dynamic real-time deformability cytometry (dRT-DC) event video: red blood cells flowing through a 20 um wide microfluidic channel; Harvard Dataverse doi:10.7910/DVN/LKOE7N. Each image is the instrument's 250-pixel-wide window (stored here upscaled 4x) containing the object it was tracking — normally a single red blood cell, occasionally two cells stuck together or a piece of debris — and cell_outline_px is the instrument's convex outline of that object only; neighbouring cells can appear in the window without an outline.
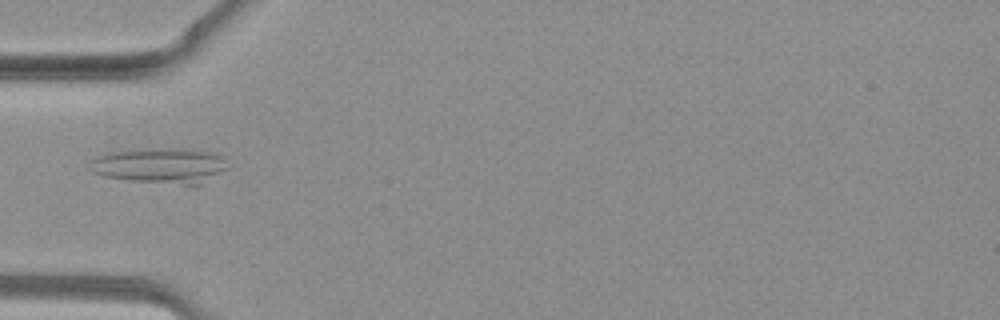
{"species": "common noctule bat (a hibernating species)", "species_latin": "Nyctalus noctula", "temperature_condition": "warm", "stored_images_in_passage": 13, "camera_frame_rate_fps": 3000, "um_per_image_px": 0.085, "animal": {"sex": "female", "body_mass_g": 19.3, "forearm_length_mm": 54.1}, "frame": {"image": 1, "passage_image": 4, "time_ms": 1.0, "image_size_px": [1000, 320], "cell_outline_px": [[228, 168], [196, 188], [192, 188], [128, 180], [104, 176], [92, 172], [88, 168], [88, 164], [96, 156], [108, 152], [144, 148], [180, 148], [212, 152], [224, 156]], "centroid_in_image_um": [13.65, 14.11], "position_along_channel_um": 71.3, "area_um2": 29.71}}
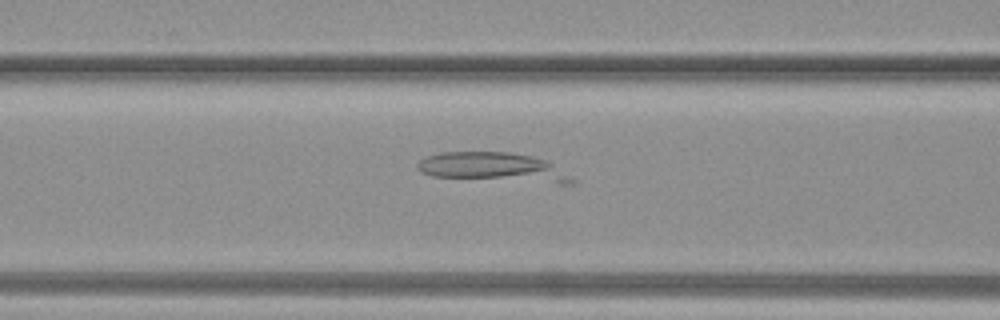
{"frame": {"image": 2, "passage_image": 7, "time_ms": 2.0, "image_size_px": [1000, 320], "cell_outline_px": [[576, 184], [560, 184], [432, 176], [420, 172], [416, 168], [416, 164], [420, 160], [428, 156], [440, 152], [512, 152], [532, 156], [544, 160], [552, 164], [576, 180]], "centroid_in_image_um": [41.93, 14.23], "position_along_channel_um": 124.7, "area_um2": 26.36}}